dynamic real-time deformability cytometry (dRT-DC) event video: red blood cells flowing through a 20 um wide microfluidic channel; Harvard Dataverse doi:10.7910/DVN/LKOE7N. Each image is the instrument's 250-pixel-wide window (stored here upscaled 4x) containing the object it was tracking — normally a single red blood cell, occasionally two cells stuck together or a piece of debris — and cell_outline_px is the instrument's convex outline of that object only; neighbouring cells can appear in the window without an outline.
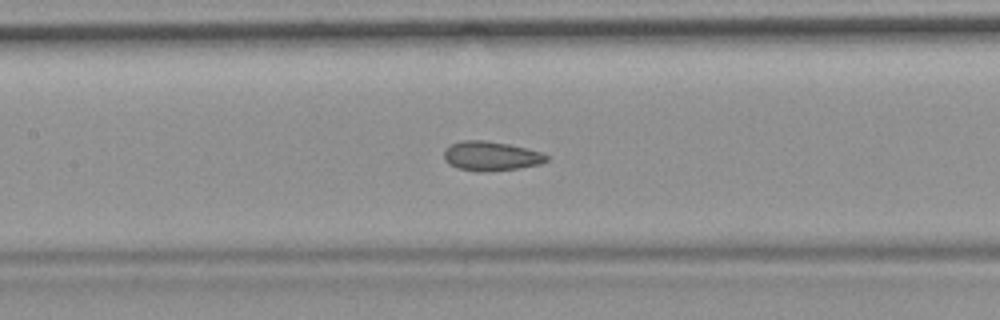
{"species": "common noctule bat (a hibernating species)", "species_latin": "Nyctalus noctula", "temperature_condition": "room temperature", "stored_images_in_passage": 52, "camera_frame_rate_fps": 3000, "um_per_image_px": 0.085, "animal": {"sex": "female", "body_mass_g": 19.9}, "frame": {"image": 1, "passage_image": 23, "time_ms": 7.333, "image_size_px": [1000, 320], "cell_outline_px": [[548, 160], [540, 164], [516, 168], [480, 172], [460, 168], [448, 164], [444, 160], [444, 148], [452, 144], [464, 140], [484, 140], [508, 144], [540, 152], [548, 156]], "centroid_in_image_um": [41.69, 13.26], "position_along_channel_um": 165.7, "area_um2": 17.28}, "authors_computed_cell_mechanics": {"area_um2": 17.9469, "velocity_mm_per_s": 3.7017, "shape_relaxation_time_tau1_ms": null, "shape_relaxation_time_tau2_ms": 1.9994, "deformation_change_tau1": null, "deformation_change_tau2": 0.0706}}